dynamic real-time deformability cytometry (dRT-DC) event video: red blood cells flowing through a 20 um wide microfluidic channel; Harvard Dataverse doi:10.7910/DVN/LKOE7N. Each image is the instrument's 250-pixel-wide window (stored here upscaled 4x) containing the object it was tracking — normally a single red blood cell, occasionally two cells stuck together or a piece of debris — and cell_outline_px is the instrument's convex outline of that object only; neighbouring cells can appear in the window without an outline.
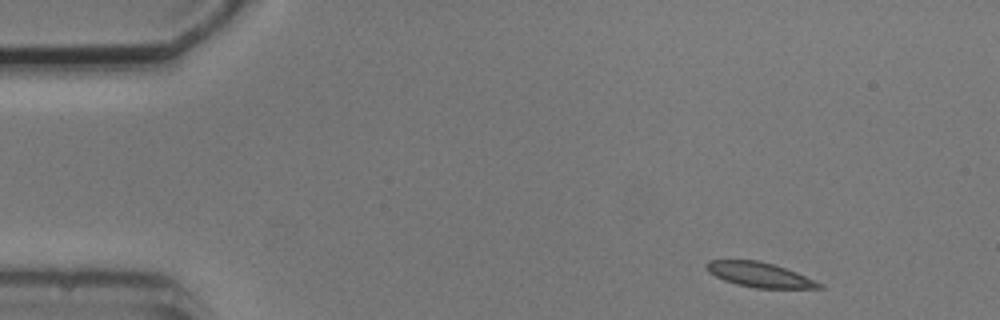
{"species": "common noctule bat (a hibernating species)", "species_latin": "Nyctalus noctula", "temperature_condition": "cold", "stored_images_in_passage": 8, "camera_frame_rate_fps": 3000, "um_per_image_px": 0.085, "animal": {"sex": "male", "body_mass_g": 20.5, "forearm_length_mm": 52.5}, "frame": {"image": 1, "passage_image": 1, "time_ms": 0.0, "image_size_px": [1000, 320], "cell_outline_px": [[824, 288], [756, 288], [736, 284], [724, 280], [708, 272], [704, 264], [708, 260], [756, 260], [772, 264], [796, 272], [824, 284]], "centroid_in_image_um": [64.54, 23.35], "position_along_channel_um": 20.5, "area_um2": 16.18}}
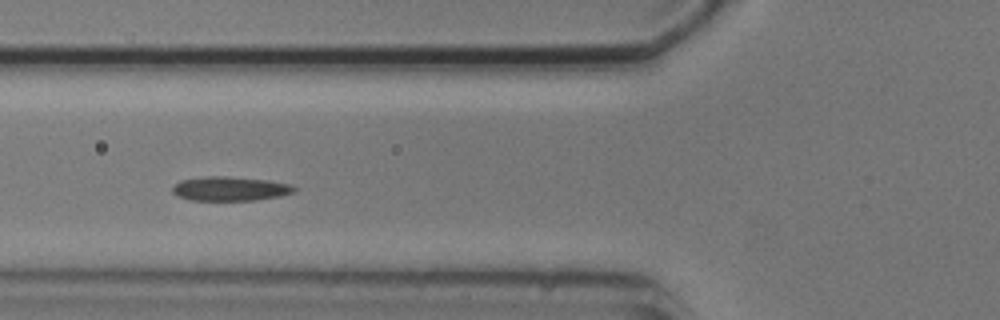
{"frame": {"image": 2, "passage_image": 5, "time_ms": 4.667, "image_size_px": [1000, 320], "cell_outline_px": [[296, 192], [280, 196], [256, 200], [192, 200], [180, 196], [172, 192], [172, 188], [180, 180], [204, 176], [224, 176], [268, 180], [292, 184], [296, 188]], "centroid_in_image_um": [19.6, 16.03], "position_along_channel_um": 106.2, "area_um2": 17.17}}
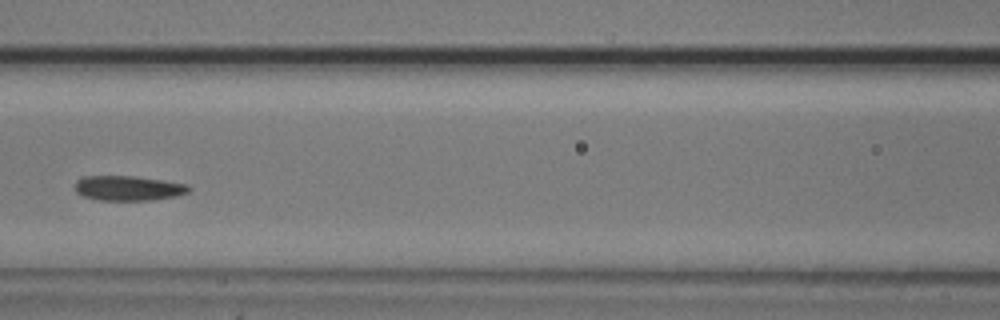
{"frame": {"image": 3, "passage_image": 6, "time_ms": 6.0, "image_size_px": [1000, 320], "cell_outline_px": [[192, 188], [188, 192], [176, 196], [152, 200], [100, 200], [84, 196], [76, 192], [76, 180], [84, 176], [136, 176], [164, 180], [184, 184]], "centroid_in_image_um": [10.91, 15.99], "position_along_channel_um": 155.7, "area_um2": 16.42}}